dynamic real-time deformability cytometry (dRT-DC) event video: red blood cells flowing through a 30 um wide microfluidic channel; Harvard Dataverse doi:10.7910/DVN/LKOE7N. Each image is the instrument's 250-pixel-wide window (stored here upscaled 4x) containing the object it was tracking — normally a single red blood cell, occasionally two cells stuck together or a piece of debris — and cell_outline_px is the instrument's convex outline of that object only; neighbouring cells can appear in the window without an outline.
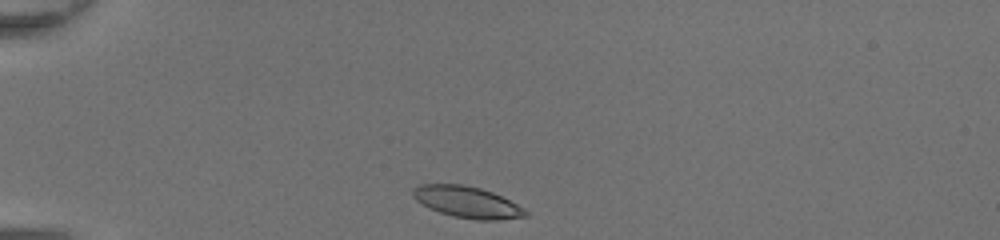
{"species": "common noctule bat (a hibernating species)", "species_latin": "Nyctalus noctula", "temperature_condition": "room temperature", "stored_images_in_passage": 30, "camera_frame_rate_fps": 3000, "um_per_image_px": 0.085, "animal": {"sex": "female", "body_mass_g": 20.0, "forearm_length_mm": 54.0}, "frame": {"image": 1, "passage_image": 1, "time_ms": 0.0, "image_size_px": [1000, 240], "cell_outline_px": [[528, 216], [500, 220], [476, 220], [452, 216], [428, 208], [416, 200], [412, 196], [412, 188], [420, 184], [460, 184], [480, 188], [492, 192], [524, 208], [528, 212]], "centroid_in_image_um": [39.68, 17.18], "position_along_channel_um": 45.3, "area_um2": 20.63}}
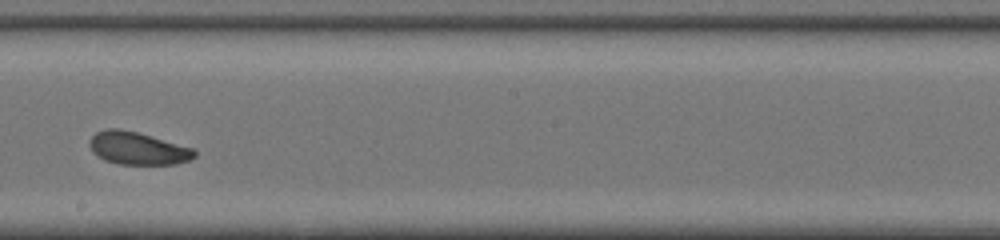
{"frame": {"image": 2, "passage_image": 17, "time_ms": 5.333, "image_size_px": [1000, 240], "cell_outline_px": [[196, 156], [192, 160], [176, 164], [120, 164], [104, 160], [92, 152], [88, 144], [88, 140], [96, 132], [108, 128], [120, 128], [136, 132], [196, 148]], "centroid_in_image_um": [11.72, 12.61], "position_along_channel_um": 236.5, "area_um2": 20.23}}
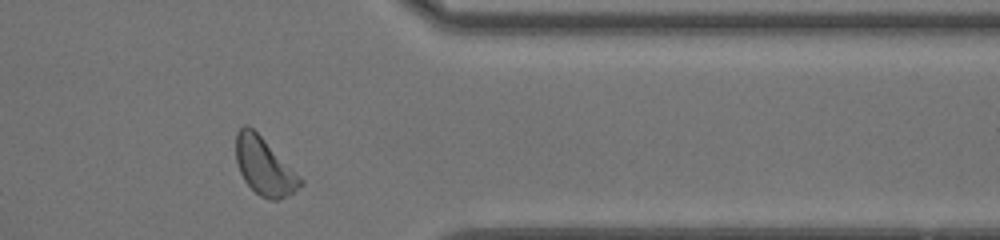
{"frame": {"image": 3, "passage_image": 28, "time_ms": 9.0, "image_size_px": [1000, 240], "cell_outline_px": [[304, 184], [292, 192], [276, 200], [268, 200], [260, 196], [244, 180], [240, 172], [236, 160], [236, 132], [244, 124], [248, 124], [304, 180]], "centroid_in_image_um": [22.45, 14.14], "position_along_channel_um": 389.0, "area_um2": 21.1}, "authors_computed_cell_mechanics": {"area_um2": 19.9121, "velocity_mm_per_s": 4.3671, "shape_relaxation_time_tau1_ms": 3.4314, "shape_relaxation_time_tau2_ms": 6.8212, "deformation_change_tau1": 0.1054, "deformation_change_tau2": 0.1281}}